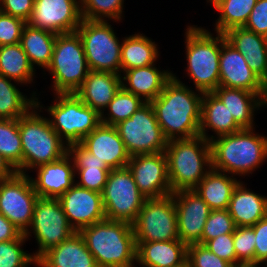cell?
<instances>
[{"label":"cell","mask_w":267,"mask_h":267,"mask_svg":"<svg viewBox=\"0 0 267 267\" xmlns=\"http://www.w3.org/2000/svg\"><path fill=\"white\" fill-rule=\"evenodd\" d=\"M202 97L203 92L188 88L173 74L159 96L150 102L168 141L200 135Z\"/></svg>","instance_id":"cell-1"},{"label":"cell","mask_w":267,"mask_h":267,"mask_svg":"<svg viewBox=\"0 0 267 267\" xmlns=\"http://www.w3.org/2000/svg\"><path fill=\"white\" fill-rule=\"evenodd\" d=\"M243 128L210 141L212 169L232 176L252 174L267 159V137Z\"/></svg>","instance_id":"cell-2"},{"label":"cell","mask_w":267,"mask_h":267,"mask_svg":"<svg viewBox=\"0 0 267 267\" xmlns=\"http://www.w3.org/2000/svg\"><path fill=\"white\" fill-rule=\"evenodd\" d=\"M79 233L99 267H134L137 247L132 224L104 219Z\"/></svg>","instance_id":"cell-3"},{"label":"cell","mask_w":267,"mask_h":267,"mask_svg":"<svg viewBox=\"0 0 267 267\" xmlns=\"http://www.w3.org/2000/svg\"><path fill=\"white\" fill-rule=\"evenodd\" d=\"M165 154L172 193L193 190L212 169L211 144L200 135L169 140Z\"/></svg>","instance_id":"cell-4"},{"label":"cell","mask_w":267,"mask_h":267,"mask_svg":"<svg viewBox=\"0 0 267 267\" xmlns=\"http://www.w3.org/2000/svg\"><path fill=\"white\" fill-rule=\"evenodd\" d=\"M40 108V110H39ZM43 105L36 98V105L19 118L22 143V173L59 160L68 153V145L52 128L49 118L39 115Z\"/></svg>","instance_id":"cell-5"},{"label":"cell","mask_w":267,"mask_h":267,"mask_svg":"<svg viewBox=\"0 0 267 267\" xmlns=\"http://www.w3.org/2000/svg\"><path fill=\"white\" fill-rule=\"evenodd\" d=\"M187 74L201 92H213L219 87V57L221 33L216 37L208 30L188 26L185 30Z\"/></svg>","instance_id":"cell-6"},{"label":"cell","mask_w":267,"mask_h":267,"mask_svg":"<svg viewBox=\"0 0 267 267\" xmlns=\"http://www.w3.org/2000/svg\"><path fill=\"white\" fill-rule=\"evenodd\" d=\"M47 71L55 94L75 93L81 87L90 69L77 32L57 34Z\"/></svg>","instance_id":"cell-7"},{"label":"cell","mask_w":267,"mask_h":267,"mask_svg":"<svg viewBox=\"0 0 267 267\" xmlns=\"http://www.w3.org/2000/svg\"><path fill=\"white\" fill-rule=\"evenodd\" d=\"M54 96L55 103L45 110L52 116L49 119L52 128L67 145L80 143L101 123V115L75 93Z\"/></svg>","instance_id":"cell-8"},{"label":"cell","mask_w":267,"mask_h":267,"mask_svg":"<svg viewBox=\"0 0 267 267\" xmlns=\"http://www.w3.org/2000/svg\"><path fill=\"white\" fill-rule=\"evenodd\" d=\"M112 25L102 20L82 19L79 34L91 71L121 75V46Z\"/></svg>","instance_id":"cell-9"},{"label":"cell","mask_w":267,"mask_h":267,"mask_svg":"<svg viewBox=\"0 0 267 267\" xmlns=\"http://www.w3.org/2000/svg\"><path fill=\"white\" fill-rule=\"evenodd\" d=\"M106 219L133 224L147 199L126 166L110 170L101 193Z\"/></svg>","instance_id":"cell-10"},{"label":"cell","mask_w":267,"mask_h":267,"mask_svg":"<svg viewBox=\"0 0 267 267\" xmlns=\"http://www.w3.org/2000/svg\"><path fill=\"white\" fill-rule=\"evenodd\" d=\"M130 156L165 152L168 140L157 122L153 106L146 102L130 118L115 125Z\"/></svg>","instance_id":"cell-11"},{"label":"cell","mask_w":267,"mask_h":267,"mask_svg":"<svg viewBox=\"0 0 267 267\" xmlns=\"http://www.w3.org/2000/svg\"><path fill=\"white\" fill-rule=\"evenodd\" d=\"M132 226L135 242L179 239L173 193L161 198L146 199Z\"/></svg>","instance_id":"cell-12"},{"label":"cell","mask_w":267,"mask_h":267,"mask_svg":"<svg viewBox=\"0 0 267 267\" xmlns=\"http://www.w3.org/2000/svg\"><path fill=\"white\" fill-rule=\"evenodd\" d=\"M29 228L32 230L28 229L24 235L29 239L32 232L36 238L39 246L33 253L36 260L76 232L68 223L62 205L56 198L38 197Z\"/></svg>","instance_id":"cell-13"},{"label":"cell","mask_w":267,"mask_h":267,"mask_svg":"<svg viewBox=\"0 0 267 267\" xmlns=\"http://www.w3.org/2000/svg\"><path fill=\"white\" fill-rule=\"evenodd\" d=\"M38 197L28 174L16 172L0 180V213L23 234L31 225Z\"/></svg>","instance_id":"cell-14"},{"label":"cell","mask_w":267,"mask_h":267,"mask_svg":"<svg viewBox=\"0 0 267 267\" xmlns=\"http://www.w3.org/2000/svg\"><path fill=\"white\" fill-rule=\"evenodd\" d=\"M127 167L133 174L140 192L147 199L172 194L165 152L131 156Z\"/></svg>","instance_id":"cell-15"},{"label":"cell","mask_w":267,"mask_h":267,"mask_svg":"<svg viewBox=\"0 0 267 267\" xmlns=\"http://www.w3.org/2000/svg\"><path fill=\"white\" fill-rule=\"evenodd\" d=\"M82 21L80 0H34L29 25L55 34L76 32Z\"/></svg>","instance_id":"cell-16"},{"label":"cell","mask_w":267,"mask_h":267,"mask_svg":"<svg viewBox=\"0 0 267 267\" xmlns=\"http://www.w3.org/2000/svg\"><path fill=\"white\" fill-rule=\"evenodd\" d=\"M173 198L179 239L187 246L202 244V233L211 212L210 207L195 190L176 191Z\"/></svg>","instance_id":"cell-17"},{"label":"cell","mask_w":267,"mask_h":267,"mask_svg":"<svg viewBox=\"0 0 267 267\" xmlns=\"http://www.w3.org/2000/svg\"><path fill=\"white\" fill-rule=\"evenodd\" d=\"M58 200L68 223L76 231L106 219L102 195L76 183L63 193Z\"/></svg>","instance_id":"cell-18"},{"label":"cell","mask_w":267,"mask_h":267,"mask_svg":"<svg viewBox=\"0 0 267 267\" xmlns=\"http://www.w3.org/2000/svg\"><path fill=\"white\" fill-rule=\"evenodd\" d=\"M219 72V86L261 93L262 80L248 66L245 57L226 41L224 34H221Z\"/></svg>","instance_id":"cell-19"},{"label":"cell","mask_w":267,"mask_h":267,"mask_svg":"<svg viewBox=\"0 0 267 267\" xmlns=\"http://www.w3.org/2000/svg\"><path fill=\"white\" fill-rule=\"evenodd\" d=\"M80 144L110 170L126 167L131 157L115 126L100 123Z\"/></svg>","instance_id":"cell-20"},{"label":"cell","mask_w":267,"mask_h":267,"mask_svg":"<svg viewBox=\"0 0 267 267\" xmlns=\"http://www.w3.org/2000/svg\"><path fill=\"white\" fill-rule=\"evenodd\" d=\"M35 169L37 177H30V180L39 197L58 199L76 183L74 163L68 153L57 161Z\"/></svg>","instance_id":"cell-21"},{"label":"cell","mask_w":267,"mask_h":267,"mask_svg":"<svg viewBox=\"0 0 267 267\" xmlns=\"http://www.w3.org/2000/svg\"><path fill=\"white\" fill-rule=\"evenodd\" d=\"M38 267H99L88 250L84 238L79 232H75L68 239L62 241L37 260Z\"/></svg>","instance_id":"cell-22"},{"label":"cell","mask_w":267,"mask_h":267,"mask_svg":"<svg viewBox=\"0 0 267 267\" xmlns=\"http://www.w3.org/2000/svg\"><path fill=\"white\" fill-rule=\"evenodd\" d=\"M120 88L121 75L90 70L75 94L83 103L101 115Z\"/></svg>","instance_id":"cell-23"},{"label":"cell","mask_w":267,"mask_h":267,"mask_svg":"<svg viewBox=\"0 0 267 267\" xmlns=\"http://www.w3.org/2000/svg\"><path fill=\"white\" fill-rule=\"evenodd\" d=\"M226 41L238 50L251 70L263 80L267 77V37L244 27H233L223 33Z\"/></svg>","instance_id":"cell-24"},{"label":"cell","mask_w":267,"mask_h":267,"mask_svg":"<svg viewBox=\"0 0 267 267\" xmlns=\"http://www.w3.org/2000/svg\"><path fill=\"white\" fill-rule=\"evenodd\" d=\"M172 77L171 71L159 70L155 64H152L125 70L123 76L121 75V86L126 91L141 97L145 102H151L159 96Z\"/></svg>","instance_id":"cell-25"},{"label":"cell","mask_w":267,"mask_h":267,"mask_svg":"<svg viewBox=\"0 0 267 267\" xmlns=\"http://www.w3.org/2000/svg\"><path fill=\"white\" fill-rule=\"evenodd\" d=\"M136 263L143 267H175L187 261V245L180 239L136 242Z\"/></svg>","instance_id":"cell-26"},{"label":"cell","mask_w":267,"mask_h":267,"mask_svg":"<svg viewBox=\"0 0 267 267\" xmlns=\"http://www.w3.org/2000/svg\"><path fill=\"white\" fill-rule=\"evenodd\" d=\"M227 210L236 227L254 226L267 217V197L250 191L239 181L233 190Z\"/></svg>","instance_id":"cell-27"},{"label":"cell","mask_w":267,"mask_h":267,"mask_svg":"<svg viewBox=\"0 0 267 267\" xmlns=\"http://www.w3.org/2000/svg\"><path fill=\"white\" fill-rule=\"evenodd\" d=\"M68 154L73 160L75 174L80 176V180L76 184L88 190L102 193L110 173L106 164L97 160L80 143L68 145Z\"/></svg>","instance_id":"cell-28"},{"label":"cell","mask_w":267,"mask_h":267,"mask_svg":"<svg viewBox=\"0 0 267 267\" xmlns=\"http://www.w3.org/2000/svg\"><path fill=\"white\" fill-rule=\"evenodd\" d=\"M212 130L216 134L210 136L207 130ZM242 128L235 122L233 115H230L227 107L213 93L204 92L202 97L200 136L209 142L217 137L236 133Z\"/></svg>","instance_id":"cell-29"},{"label":"cell","mask_w":267,"mask_h":267,"mask_svg":"<svg viewBox=\"0 0 267 267\" xmlns=\"http://www.w3.org/2000/svg\"><path fill=\"white\" fill-rule=\"evenodd\" d=\"M213 93L227 107L235 122L243 128H254V111L260 107L259 96L248 90L219 86Z\"/></svg>","instance_id":"cell-30"},{"label":"cell","mask_w":267,"mask_h":267,"mask_svg":"<svg viewBox=\"0 0 267 267\" xmlns=\"http://www.w3.org/2000/svg\"><path fill=\"white\" fill-rule=\"evenodd\" d=\"M239 180L234 176L211 169L193 189L211 210L227 209Z\"/></svg>","instance_id":"cell-31"},{"label":"cell","mask_w":267,"mask_h":267,"mask_svg":"<svg viewBox=\"0 0 267 267\" xmlns=\"http://www.w3.org/2000/svg\"><path fill=\"white\" fill-rule=\"evenodd\" d=\"M56 36L57 34L54 32L32 27L28 23L25 24L20 44L33 68L35 64L41 68H48L52 59Z\"/></svg>","instance_id":"cell-32"},{"label":"cell","mask_w":267,"mask_h":267,"mask_svg":"<svg viewBox=\"0 0 267 267\" xmlns=\"http://www.w3.org/2000/svg\"><path fill=\"white\" fill-rule=\"evenodd\" d=\"M121 44V73L128 69L150 66L159 57L156 43L143 34L135 33L125 37Z\"/></svg>","instance_id":"cell-33"},{"label":"cell","mask_w":267,"mask_h":267,"mask_svg":"<svg viewBox=\"0 0 267 267\" xmlns=\"http://www.w3.org/2000/svg\"><path fill=\"white\" fill-rule=\"evenodd\" d=\"M0 74L13 80L15 84L33 82L35 68L31 66L20 43L0 46Z\"/></svg>","instance_id":"cell-34"},{"label":"cell","mask_w":267,"mask_h":267,"mask_svg":"<svg viewBox=\"0 0 267 267\" xmlns=\"http://www.w3.org/2000/svg\"><path fill=\"white\" fill-rule=\"evenodd\" d=\"M220 13L216 33H225L233 27H244L257 0H208Z\"/></svg>","instance_id":"cell-35"},{"label":"cell","mask_w":267,"mask_h":267,"mask_svg":"<svg viewBox=\"0 0 267 267\" xmlns=\"http://www.w3.org/2000/svg\"><path fill=\"white\" fill-rule=\"evenodd\" d=\"M36 92L27 98L12 80L0 74V119H19L36 105Z\"/></svg>","instance_id":"cell-36"},{"label":"cell","mask_w":267,"mask_h":267,"mask_svg":"<svg viewBox=\"0 0 267 267\" xmlns=\"http://www.w3.org/2000/svg\"><path fill=\"white\" fill-rule=\"evenodd\" d=\"M0 153L17 172L22 173L19 119H0Z\"/></svg>","instance_id":"cell-37"},{"label":"cell","mask_w":267,"mask_h":267,"mask_svg":"<svg viewBox=\"0 0 267 267\" xmlns=\"http://www.w3.org/2000/svg\"><path fill=\"white\" fill-rule=\"evenodd\" d=\"M146 102L139 96L126 91L122 86L116 92L113 100L108 104L107 117L101 114V123L115 126L128 119L131 115L142 107Z\"/></svg>","instance_id":"cell-38"},{"label":"cell","mask_w":267,"mask_h":267,"mask_svg":"<svg viewBox=\"0 0 267 267\" xmlns=\"http://www.w3.org/2000/svg\"><path fill=\"white\" fill-rule=\"evenodd\" d=\"M124 0H80L82 19L115 22L122 20Z\"/></svg>","instance_id":"cell-39"},{"label":"cell","mask_w":267,"mask_h":267,"mask_svg":"<svg viewBox=\"0 0 267 267\" xmlns=\"http://www.w3.org/2000/svg\"><path fill=\"white\" fill-rule=\"evenodd\" d=\"M28 240L22 233L17 239L0 242V267H28L36 265L33 254L26 253L22 248ZM22 248V249H21Z\"/></svg>","instance_id":"cell-40"},{"label":"cell","mask_w":267,"mask_h":267,"mask_svg":"<svg viewBox=\"0 0 267 267\" xmlns=\"http://www.w3.org/2000/svg\"><path fill=\"white\" fill-rule=\"evenodd\" d=\"M255 232L252 226L236 227L233 233L236 266L254 264Z\"/></svg>","instance_id":"cell-41"},{"label":"cell","mask_w":267,"mask_h":267,"mask_svg":"<svg viewBox=\"0 0 267 267\" xmlns=\"http://www.w3.org/2000/svg\"><path fill=\"white\" fill-rule=\"evenodd\" d=\"M235 228L236 225L227 209L211 210L202 233V245L219 235L234 233Z\"/></svg>","instance_id":"cell-42"},{"label":"cell","mask_w":267,"mask_h":267,"mask_svg":"<svg viewBox=\"0 0 267 267\" xmlns=\"http://www.w3.org/2000/svg\"><path fill=\"white\" fill-rule=\"evenodd\" d=\"M187 261L190 267H233L231 263L219 258L205 245L199 243L188 245Z\"/></svg>","instance_id":"cell-43"},{"label":"cell","mask_w":267,"mask_h":267,"mask_svg":"<svg viewBox=\"0 0 267 267\" xmlns=\"http://www.w3.org/2000/svg\"><path fill=\"white\" fill-rule=\"evenodd\" d=\"M26 23L21 18L0 12V46L20 43Z\"/></svg>","instance_id":"cell-44"},{"label":"cell","mask_w":267,"mask_h":267,"mask_svg":"<svg viewBox=\"0 0 267 267\" xmlns=\"http://www.w3.org/2000/svg\"><path fill=\"white\" fill-rule=\"evenodd\" d=\"M212 253L236 266L233 233L219 235L204 244Z\"/></svg>","instance_id":"cell-45"},{"label":"cell","mask_w":267,"mask_h":267,"mask_svg":"<svg viewBox=\"0 0 267 267\" xmlns=\"http://www.w3.org/2000/svg\"><path fill=\"white\" fill-rule=\"evenodd\" d=\"M244 28L267 37V0H257Z\"/></svg>","instance_id":"cell-46"},{"label":"cell","mask_w":267,"mask_h":267,"mask_svg":"<svg viewBox=\"0 0 267 267\" xmlns=\"http://www.w3.org/2000/svg\"><path fill=\"white\" fill-rule=\"evenodd\" d=\"M255 232L254 264H267V217L252 226Z\"/></svg>","instance_id":"cell-47"},{"label":"cell","mask_w":267,"mask_h":267,"mask_svg":"<svg viewBox=\"0 0 267 267\" xmlns=\"http://www.w3.org/2000/svg\"><path fill=\"white\" fill-rule=\"evenodd\" d=\"M34 0H0L1 12L27 22L32 14Z\"/></svg>","instance_id":"cell-48"},{"label":"cell","mask_w":267,"mask_h":267,"mask_svg":"<svg viewBox=\"0 0 267 267\" xmlns=\"http://www.w3.org/2000/svg\"><path fill=\"white\" fill-rule=\"evenodd\" d=\"M22 232L0 213V242L17 239Z\"/></svg>","instance_id":"cell-49"},{"label":"cell","mask_w":267,"mask_h":267,"mask_svg":"<svg viewBox=\"0 0 267 267\" xmlns=\"http://www.w3.org/2000/svg\"><path fill=\"white\" fill-rule=\"evenodd\" d=\"M17 171L0 153V180L12 177Z\"/></svg>","instance_id":"cell-50"},{"label":"cell","mask_w":267,"mask_h":267,"mask_svg":"<svg viewBox=\"0 0 267 267\" xmlns=\"http://www.w3.org/2000/svg\"><path fill=\"white\" fill-rule=\"evenodd\" d=\"M260 107L267 106V77L262 80V88L259 96Z\"/></svg>","instance_id":"cell-51"},{"label":"cell","mask_w":267,"mask_h":267,"mask_svg":"<svg viewBox=\"0 0 267 267\" xmlns=\"http://www.w3.org/2000/svg\"><path fill=\"white\" fill-rule=\"evenodd\" d=\"M258 266L259 265H255V264H241V265H237V266H233V267H258Z\"/></svg>","instance_id":"cell-52"},{"label":"cell","mask_w":267,"mask_h":267,"mask_svg":"<svg viewBox=\"0 0 267 267\" xmlns=\"http://www.w3.org/2000/svg\"><path fill=\"white\" fill-rule=\"evenodd\" d=\"M175 267H190L188 261H186L184 264L175 266Z\"/></svg>","instance_id":"cell-53"}]
</instances>
